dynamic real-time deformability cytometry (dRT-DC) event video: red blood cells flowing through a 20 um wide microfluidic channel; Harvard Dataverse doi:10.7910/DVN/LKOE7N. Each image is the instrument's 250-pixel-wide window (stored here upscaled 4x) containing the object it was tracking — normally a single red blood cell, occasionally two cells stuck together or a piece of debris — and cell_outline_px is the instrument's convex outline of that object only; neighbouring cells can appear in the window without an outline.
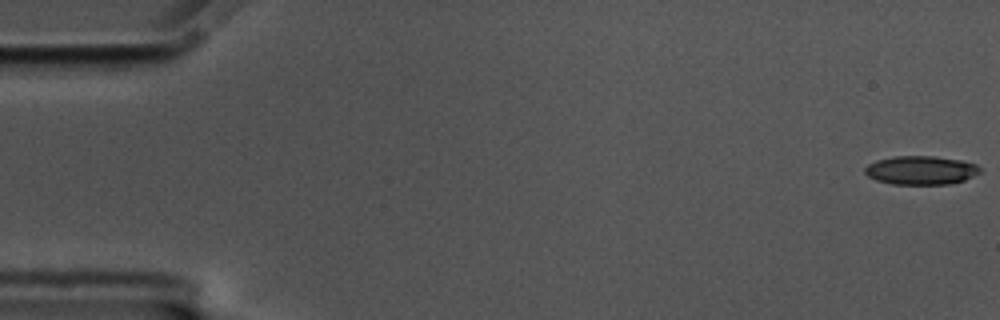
{"species": "common noctule bat (a hibernating species)", "species_latin": "Nyctalus noctula", "temperature_condition": "cold", "stored_images_in_passage": 58, "camera_frame_rate_fps": 3000, "um_per_image_px": 0.085, "animal": {"sex": "male", "body_mass_g": 17.5, "forearm_length_mm": 52.3}, "frame": {"image": 1, "passage_image": 1, "time_ms": 0.0, "image_size_px": [1000, 320], "cell_outline_px": [[980, 172], [964, 180], [948, 184], [892, 184], [876, 180], [868, 176], [864, 172], [864, 168], [868, 164], [876, 160], [892, 156], [936, 156], [960, 160], [976, 164], [980, 168]], "centroid_in_image_um": [78.24, 14.46], "position_along_channel_um": 6.8, "area_um2": 19.25}}
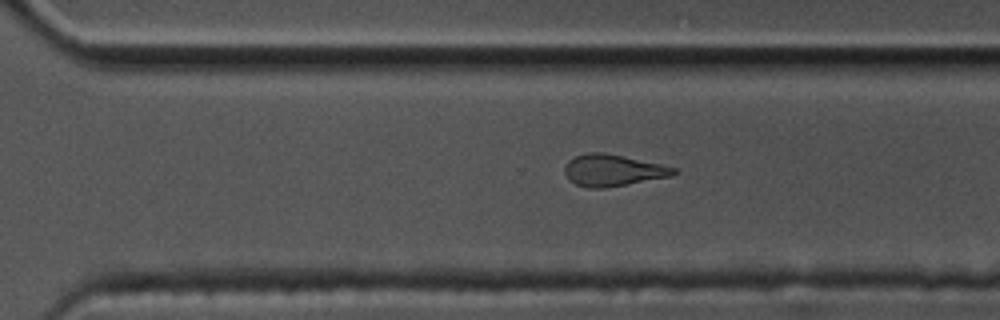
{"frame": {"image": 2, "passage_image": 40, "time_ms": 13.0, "image_size_px": [1000, 320], "cell_outline_px": [[680, 172], [668, 176], [604, 188], [588, 188], [576, 184], [568, 180], [564, 172], [564, 164], [568, 160], [576, 156], [588, 152], [604, 152], [660, 164], [676, 168]], "centroid_in_image_um": [52.03, 14.47], "position_along_channel_um": 318.6, "area_um2": 19.94}}
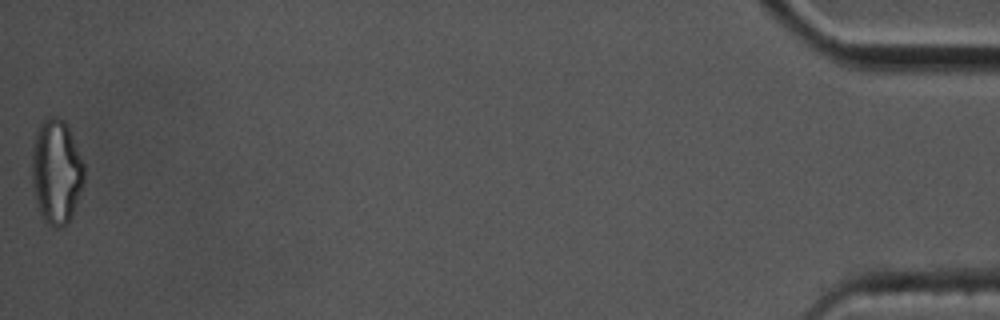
{"frame": {"image": 3, "passage_image": 58, "time_ms": 19.0, "image_size_px": [1000, 320], "cell_outline_px": [[84, 184], [72, 216], [60, 228], [56, 228], [48, 224], [40, 216], [32, 184], [32, 148], [36, 128], [44, 116], [56, 116], [64, 120], [68, 128], [84, 164]], "centroid_in_image_um": [4.77, 14.57], "position_along_channel_um": 430.4, "area_um2": 32.14}, "authors_computed_cell_mechanics": {"area_um2": 20.4612, "velocity_mm_per_s": 3.4926, "shape_relaxation_time_tau1_ms": 5.0921, "shape_relaxation_time_tau2_ms": 2.3342, "deformation_change_tau1": 0.1707, "deformation_change_tau2": 0.1135}}